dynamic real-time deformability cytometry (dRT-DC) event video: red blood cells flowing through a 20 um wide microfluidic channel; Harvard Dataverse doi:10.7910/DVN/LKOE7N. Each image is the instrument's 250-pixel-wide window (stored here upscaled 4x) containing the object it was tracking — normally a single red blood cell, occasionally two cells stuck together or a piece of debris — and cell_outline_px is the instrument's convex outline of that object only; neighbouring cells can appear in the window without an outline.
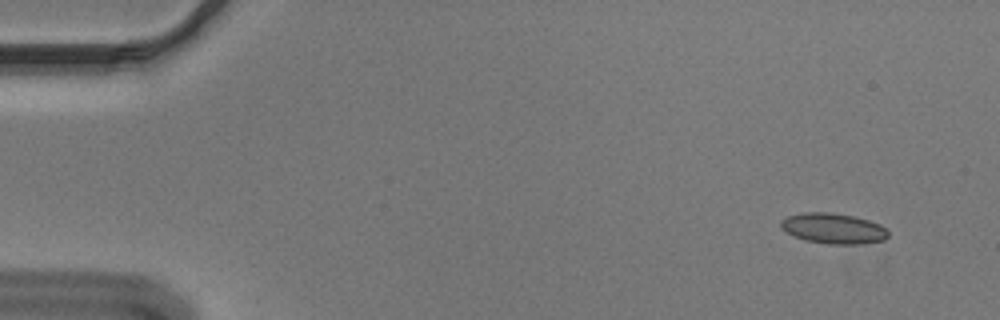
{"species": "Egyptian fruit bat (a non-hibernating species)", "species_latin": "Rousettus aegyptiacus", "temperature_condition": "cold", "stored_images_in_passage": 52, "camera_frame_rate_fps": 3000, "um_per_image_px": 0.085, "animal": {"sex": "male"}, "frame": {"image": 1, "passage_image": 1, "time_ms": 0.0, "image_size_px": [1000, 320], "cell_outline_px": [[888, 236], [884, 240], [860, 244], [828, 244], [804, 240], [784, 232], [780, 228], [780, 220], [788, 216], [804, 212], [832, 212], [852, 216], [868, 220], [880, 224], [888, 228]], "centroid_in_image_um": [70.81, 19.42], "position_along_channel_um": 14.2, "area_um2": 19.31}}
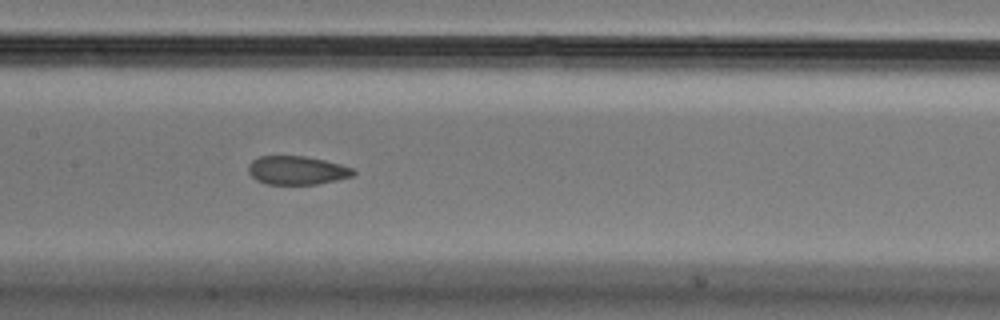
{"frame": {"image": 2, "passage_image": 24, "time_ms": 7.667, "image_size_px": [1000, 320], "cell_outline_px": [[356, 172], [352, 176], [336, 180], [316, 184], [268, 184], [256, 180], [248, 172], [248, 164], [252, 160], [260, 156], [304, 156], [324, 160], [340, 164], [352, 168]], "centroid_in_image_um": [25.22, 14.47], "position_along_channel_um": 182.2, "area_um2": 17.4}}
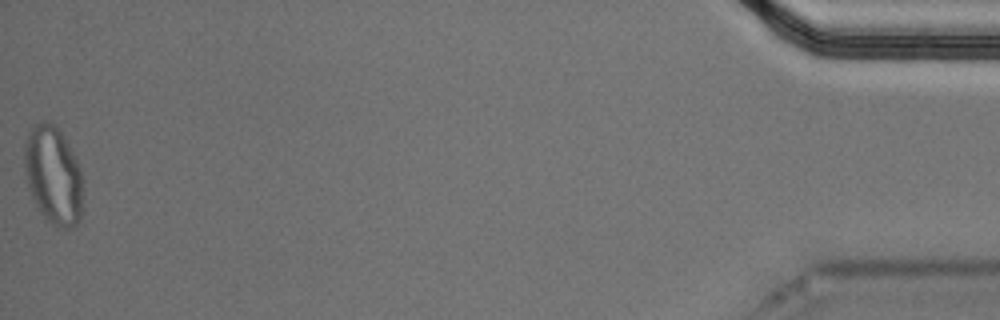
{"frame": {"image": 3, "passage_image": 52, "time_ms": 17.0, "image_size_px": [1000, 320], "cell_outline_px": [[84, 212], [80, 220], [72, 228], [60, 228], [44, 220], [28, 188], [24, 168], [24, 140], [28, 132], [36, 124], [44, 120], [48, 120], [64, 136], [80, 168], [84, 180]], "centroid_in_image_um": [4.56, 14.96], "position_along_channel_um": 430.6, "area_um2": 34.33}, "authors_computed_cell_mechanics": {"area_um2": 19.0162, "velocity_mm_per_s": 3.6579, "shape_relaxation_time_tau1_ms": null, "shape_relaxation_time_tau2_ms": 1.9281, "deformation_change_tau1": null, "deformation_change_tau2": 0.048}}